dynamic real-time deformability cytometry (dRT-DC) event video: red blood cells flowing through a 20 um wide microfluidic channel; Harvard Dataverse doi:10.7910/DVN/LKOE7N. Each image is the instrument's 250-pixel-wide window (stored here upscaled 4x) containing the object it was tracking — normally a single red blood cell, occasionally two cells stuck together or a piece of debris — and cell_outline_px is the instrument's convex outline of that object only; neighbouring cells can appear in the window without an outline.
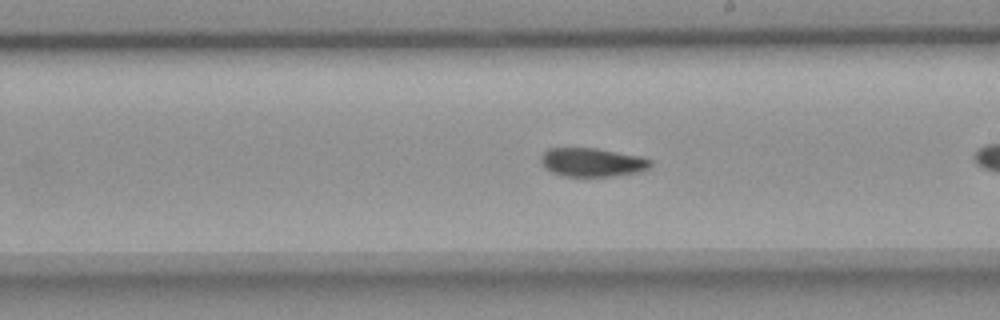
{"species": "common noctule bat (a hibernating species)", "species_latin": "Nyctalus noctula", "temperature_condition": "room temperature", "stored_images_in_passage": 29, "camera_frame_rate_fps": 3000, "um_per_image_px": 0.085, "animal": {"sex": "female", "body_mass_g": 18.4}, "frame": {"image": 1, "passage_image": 17, "time_ms": 5.333, "image_size_px": [1000, 320], "cell_outline_px": [[652, 164], [648, 168], [640, 172], [612, 176], [560, 176], [544, 168], [540, 160], [540, 156], [548, 148], [596, 148], [640, 156], [652, 160]], "centroid_in_image_um": [50.32, 13.79], "position_along_channel_um": 238.7, "area_um2": 18.44}}
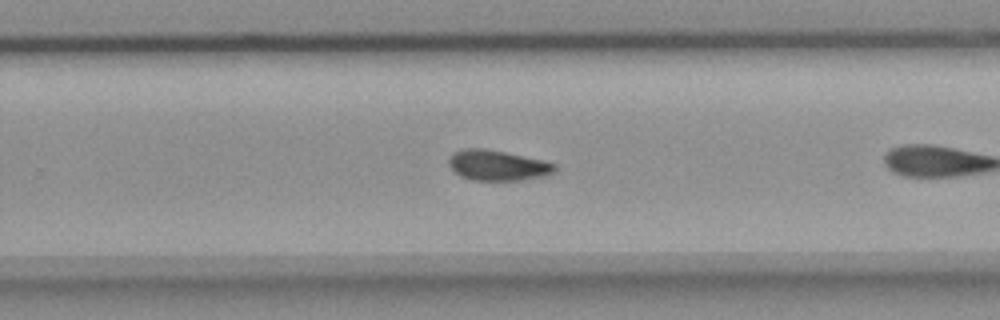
{"frame": {"image": 2, "passage_image": 21, "time_ms": 6.667, "image_size_px": [1000, 320], "cell_outline_px": [[556, 168], [552, 172], [540, 176], [520, 180], [472, 180], [460, 176], [448, 164], [448, 160], [452, 152], [464, 148], [484, 148], [544, 160], [556, 164]], "centroid_in_image_um": [42.24, 14.04], "position_along_channel_um": 287.6, "area_um2": 18.61}}